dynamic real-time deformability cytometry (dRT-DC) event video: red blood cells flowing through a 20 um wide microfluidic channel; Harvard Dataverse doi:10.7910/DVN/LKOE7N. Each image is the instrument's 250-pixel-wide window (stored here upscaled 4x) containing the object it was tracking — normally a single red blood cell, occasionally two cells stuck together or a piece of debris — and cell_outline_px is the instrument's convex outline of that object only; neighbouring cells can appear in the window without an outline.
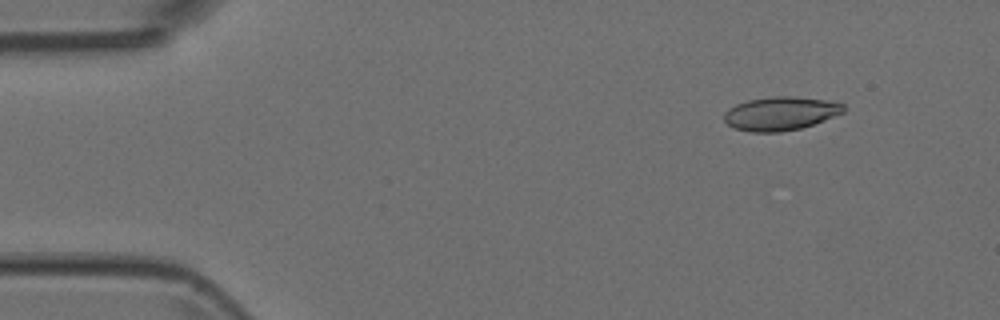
{"species": "Egyptian fruit bat (a non-hibernating species)", "species_latin": "Rousettus aegyptiacus", "temperature_condition": "room temperature", "stored_images_in_passage": 5, "camera_frame_rate_fps": 3000, "um_per_image_px": 0.085, "animal": {"sex": "female"}, "frame": {"image": 1, "passage_image": 1, "time_ms": 0.0, "image_size_px": [1000, 320], "cell_outline_px": [[844, 112], [824, 120], [800, 128], [780, 132], [752, 132], [736, 128], [728, 124], [724, 120], [724, 112], [728, 108], [736, 104], [748, 100], [772, 96], [792, 96], [824, 100], [844, 104]], "centroid_in_image_um": [66.31, 9.64], "position_along_channel_um": 18.7, "area_um2": 23.18}}
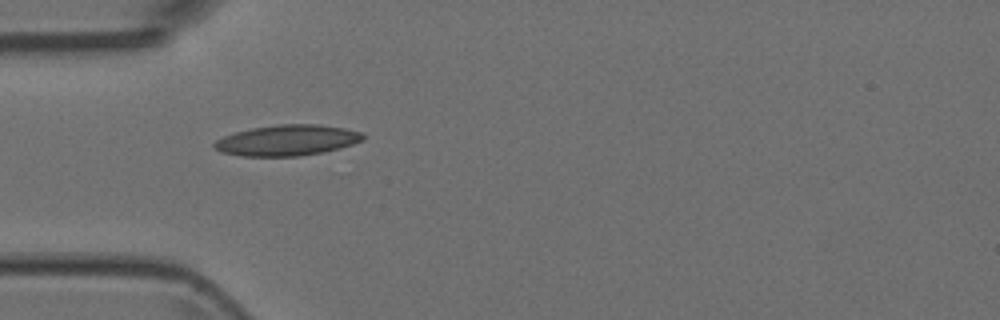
{"frame": {"image": 2, "passage_image": 4, "time_ms": 1.0, "image_size_px": [1000, 320], "cell_outline_px": [[364, 140], [340, 148], [300, 156], [240, 156], [220, 152], [212, 144], [216, 140], [224, 136], [236, 132], [252, 128], [280, 124], [316, 124], [344, 128], [360, 132], [364, 136]], "centroid_in_image_um": [24.39, 11.93], "position_along_channel_um": 60.6, "area_um2": 26.47}}
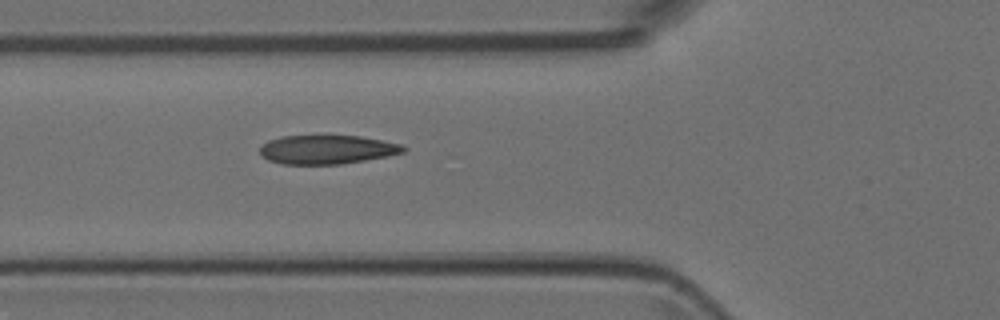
{"frame": {"image": 3, "passage_image": 5, "time_ms": 1.333, "image_size_px": [1000, 320], "cell_outline_px": [[408, 148], [404, 152], [388, 156], [340, 164], [284, 164], [268, 160], [260, 156], [260, 144], [268, 140], [280, 136], [360, 136], [400, 144]], "centroid_in_image_um": [27.75, 12.71], "position_along_channel_um": 98.1, "area_um2": 24.16}}